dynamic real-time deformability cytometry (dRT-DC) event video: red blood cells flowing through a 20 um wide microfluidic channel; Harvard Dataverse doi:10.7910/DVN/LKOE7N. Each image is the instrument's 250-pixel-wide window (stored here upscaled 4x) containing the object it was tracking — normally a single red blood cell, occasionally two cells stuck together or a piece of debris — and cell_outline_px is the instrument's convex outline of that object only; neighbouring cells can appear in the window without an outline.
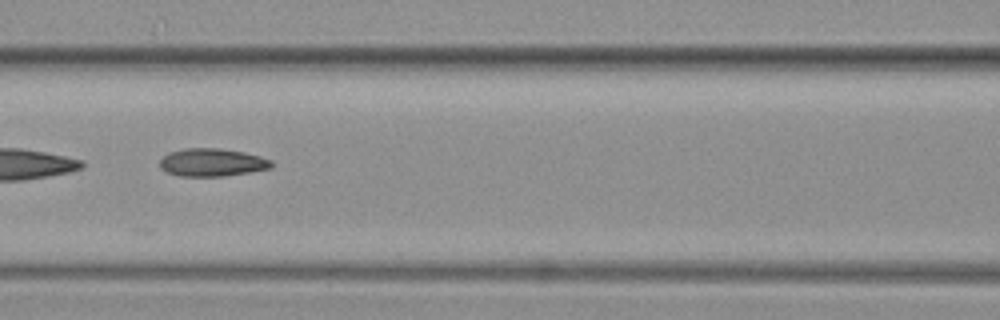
{"species": "common noctule bat (a hibernating species)", "species_latin": "Nyctalus noctula", "temperature_condition": "warm", "stored_images_in_passage": 13, "camera_frame_rate_fps": 3000, "um_per_image_px": 0.085, "animal": {"sex": "female", "body_mass_g": 19.3, "forearm_length_mm": 54.1}, "frame": {"image": 1, "passage_image": 6, "time_ms": 1.667, "image_size_px": [1000, 320], "cell_outline_px": [[272, 168], [224, 176], [180, 176], [168, 172], [160, 168], [160, 160], [168, 152], [184, 148], [220, 148], [244, 152], [260, 156], [272, 160]], "centroid_in_image_um": [18.02, 13.8], "position_along_channel_um": 148.6, "area_um2": 18.15}}
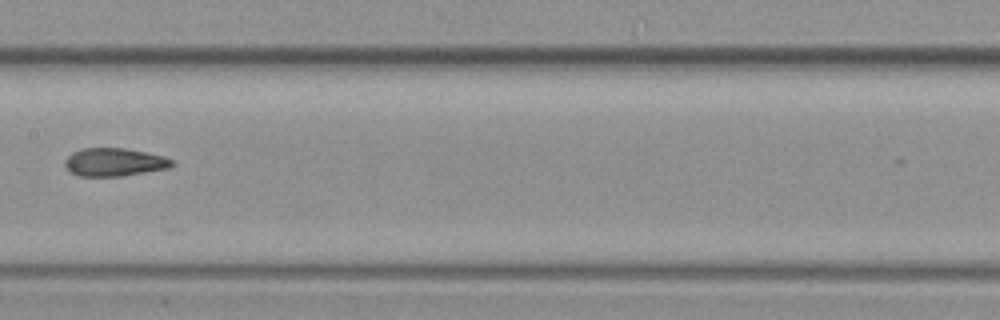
{"frame": {"image": 2, "passage_image": 7, "time_ms": 2.0, "image_size_px": [1000, 320], "cell_outline_px": [[176, 164], [168, 168], [120, 176], [80, 176], [72, 172], [64, 164], [64, 160], [72, 152], [84, 148], [124, 148], [164, 156], [172, 160]], "centroid_in_image_um": [9.72, 13.77], "position_along_channel_um": 197.7, "area_um2": 17.34}}
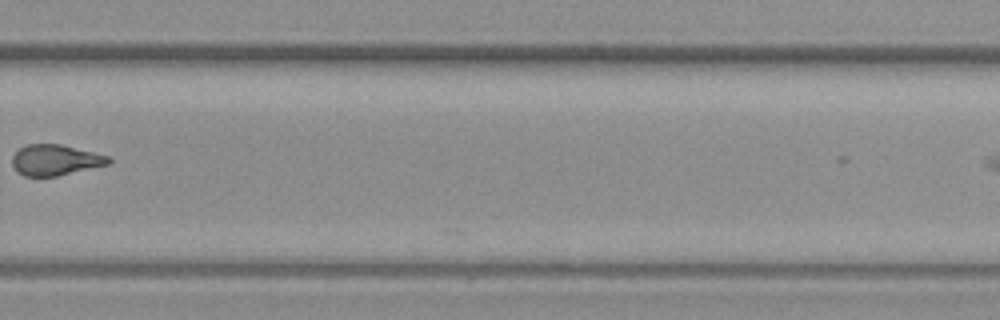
{"frame": {"image": 3, "passage_image": 10, "time_ms": 3.0, "image_size_px": [1000, 320], "cell_outline_px": [[112, 160], [108, 164], [56, 176], [24, 176], [16, 172], [12, 164], [12, 156], [20, 148], [28, 144], [60, 144], [112, 156]], "centroid_in_image_um": [4.7, 13.6], "position_along_channel_um": 325.1, "area_um2": 17.28}}